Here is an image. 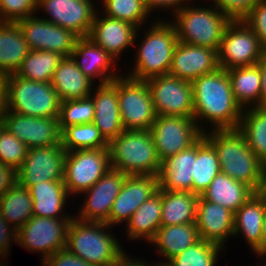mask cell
<instances>
[{"label": "cell", "mask_w": 266, "mask_h": 266, "mask_svg": "<svg viewBox=\"0 0 266 266\" xmlns=\"http://www.w3.org/2000/svg\"><path fill=\"white\" fill-rule=\"evenodd\" d=\"M192 87L193 118L196 123L201 120L197 126L203 133L207 130L202 128V119L210 122L212 130L238 129L243 109L234 97L227 70L219 67L195 79Z\"/></svg>", "instance_id": "6da1fadb"}, {"label": "cell", "mask_w": 266, "mask_h": 266, "mask_svg": "<svg viewBox=\"0 0 266 266\" xmlns=\"http://www.w3.org/2000/svg\"><path fill=\"white\" fill-rule=\"evenodd\" d=\"M203 135L217 153L221 173L255 191L266 164L251 151L245 136L238 129H210Z\"/></svg>", "instance_id": "7a4b0ae2"}, {"label": "cell", "mask_w": 266, "mask_h": 266, "mask_svg": "<svg viewBox=\"0 0 266 266\" xmlns=\"http://www.w3.org/2000/svg\"><path fill=\"white\" fill-rule=\"evenodd\" d=\"M103 222L73 217L67 233L66 249L93 266H109L125 252ZM109 231V232H108Z\"/></svg>", "instance_id": "3957f363"}, {"label": "cell", "mask_w": 266, "mask_h": 266, "mask_svg": "<svg viewBox=\"0 0 266 266\" xmlns=\"http://www.w3.org/2000/svg\"><path fill=\"white\" fill-rule=\"evenodd\" d=\"M111 168L126 175L158 176L161 160L150 130H124L108 143Z\"/></svg>", "instance_id": "277c9868"}, {"label": "cell", "mask_w": 266, "mask_h": 266, "mask_svg": "<svg viewBox=\"0 0 266 266\" xmlns=\"http://www.w3.org/2000/svg\"><path fill=\"white\" fill-rule=\"evenodd\" d=\"M154 24V25H153ZM138 47L134 67L126 76L135 80L168 75L178 39L170 21L153 23Z\"/></svg>", "instance_id": "5b68a950"}, {"label": "cell", "mask_w": 266, "mask_h": 266, "mask_svg": "<svg viewBox=\"0 0 266 266\" xmlns=\"http://www.w3.org/2000/svg\"><path fill=\"white\" fill-rule=\"evenodd\" d=\"M203 7L189 4L172 14L175 17L172 24L176 29L177 39L218 51L224 32L232 20L216 6Z\"/></svg>", "instance_id": "8992f818"}, {"label": "cell", "mask_w": 266, "mask_h": 266, "mask_svg": "<svg viewBox=\"0 0 266 266\" xmlns=\"http://www.w3.org/2000/svg\"><path fill=\"white\" fill-rule=\"evenodd\" d=\"M61 101L50 82L7 75L4 109L30 117H59Z\"/></svg>", "instance_id": "52a82bcc"}, {"label": "cell", "mask_w": 266, "mask_h": 266, "mask_svg": "<svg viewBox=\"0 0 266 266\" xmlns=\"http://www.w3.org/2000/svg\"><path fill=\"white\" fill-rule=\"evenodd\" d=\"M110 168L108 148L67 152L63 181L69 196L81 195L91 188Z\"/></svg>", "instance_id": "ba28073f"}, {"label": "cell", "mask_w": 266, "mask_h": 266, "mask_svg": "<svg viewBox=\"0 0 266 266\" xmlns=\"http://www.w3.org/2000/svg\"><path fill=\"white\" fill-rule=\"evenodd\" d=\"M118 104L125 130H150L157 115L146 81L120 75Z\"/></svg>", "instance_id": "9c48e42d"}, {"label": "cell", "mask_w": 266, "mask_h": 266, "mask_svg": "<svg viewBox=\"0 0 266 266\" xmlns=\"http://www.w3.org/2000/svg\"><path fill=\"white\" fill-rule=\"evenodd\" d=\"M72 218L32 216L18 231L17 244L30 252H41V261L66 247Z\"/></svg>", "instance_id": "30bf717a"}, {"label": "cell", "mask_w": 266, "mask_h": 266, "mask_svg": "<svg viewBox=\"0 0 266 266\" xmlns=\"http://www.w3.org/2000/svg\"><path fill=\"white\" fill-rule=\"evenodd\" d=\"M264 52L259 38L243 20L231 21L221 40L218 64L225 70L255 65Z\"/></svg>", "instance_id": "8fae6325"}, {"label": "cell", "mask_w": 266, "mask_h": 266, "mask_svg": "<svg viewBox=\"0 0 266 266\" xmlns=\"http://www.w3.org/2000/svg\"><path fill=\"white\" fill-rule=\"evenodd\" d=\"M156 115L193 117L192 83L178 77L161 75L145 80Z\"/></svg>", "instance_id": "7c38bea8"}, {"label": "cell", "mask_w": 266, "mask_h": 266, "mask_svg": "<svg viewBox=\"0 0 266 266\" xmlns=\"http://www.w3.org/2000/svg\"><path fill=\"white\" fill-rule=\"evenodd\" d=\"M150 132L160 160L188 149L202 135L193 117L157 115Z\"/></svg>", "instance_id": "4fadbf2b"}, {"label": "cell", "mask_w": 266, "mask_h": 266, "mask_svg": "<svg viewBox=\"0 0 266 266\" xmlns=\"http://www.w3.org/2000/svg\"><path fill=\"white\" fill-rule=\"evenodd\" d=\"M67 151L62 144L28 149L17 170V182L25 188L41 181L63 180Z\"/></svg>", "instance_id": "5bb4252c"}, {"label": "cell", "mask_w": 266, "mask_h": 266, "mask_svg": "<svg viewBox=\"0 0 266 266\" xmlns=\"http://www.w3.org/2000/svg\"><path fill=\"white\" fill-rule=\"evenodd\" d=\"M4 127L28 149L61 143L58 117H30L3 110Z\"/></svg>", "instance_id": "9a60e30c"}, {"label": "cell", "mask_w": 266, "mask_h": 266, "mask_svg": "<svg viewBox=\"0 0 266 266\" xmlns=\"http://www.w3.org/2000/svg\"><path fill=\"white\" fill-rule=\"evenodd\" d=\"M17 24L29 49L34 51L46 50L69 57L79 38L72 31L34 15L19 20Z\"/></svg>", "instance_id": "2e32d148"}, {"label": "cell", "mask_w": 266, "mask_h": 266, "mask_svg": "<svg viewBox=\"0 0 266 266\" xmlns=\"http://www.w3.org/2000/svg\"><path fill=\"white\" fill-rule=\"evenodd\" d=\"M92 0H38L37 11L43 10L49 17L43 18L79 38L88 37L96 9Z\"/></svg>", "instance_id": "e0dca14e"}, {"label": "cell", "mask_w": 266, "mask_h": 266, "mask_svg": "<svg viewBox=\"0 0 266 266\" xmlns=\"http://www.w3.org/2000/svg\"><path fill=\"white\" fill-rule=\"evenodd\" d=\"M125 178V173L110 168L91 188L82 193L86 194V201L84 200L81 211L75 217L107 224L112 204L119 195Z\"/></svg>", "instance_id": "ac0fdd59"}, {"label": "cell", "mask_w": 266, "mask_h": 266, "mask_svg": "<svg viewBox=\"0 0 266 266\" xmlns=\"http://www.w3.org/2000/svg\"><path fill=\"white\" fill-rule=\"evenodd\" d=\"M159 179L154 175H126L119 195L114 200L107 224L127 222L138 207L158 191Z\"/></svg>", "instance_id": "d6986e66"}, {"label": "cell", "mask_w": 266, "mask_h": 266, "mask_svg": "<svg viewBox=\"0 0 266 266\" xmlns=\"http://www.w3.org/2000/svg\"><path fill=\"white\" fill-rule=\"evenodd\" d=\"M219 67L216 49L178 41L169 75L192 83L195 79L214 72Z\"/></svg>", "instance_id": "ffe728a7"}, {"label": "cell", "mask_w": 266, "mask_h": 266, "mask_svg": "<svg viewBox=\"0 0 266 266\" xmlns=\"http://www.w3.org/2000/svg\"><path fill=\"white\" fill-rule=\"evenodd\" d=\"M98 13L97 10L88 37L116 60L122 52L134 45L140 30L119 19L107 16L100 18L102 15Z\"/></svg>", "instance_id": "44dd1931"}, {"label": "cell", "mask_w": 266, "mask_h": 266, "mask_svg": "<svg viewBox=\"0 0 266 266\" xmlns=\"http://www.w3.org/2000/svg\"><path fill=\"white\" fill-rule=\"evenodd\" d=\"M195 224L198 228L200 239L215 243L223 248L229 237L234 232V213L199 195L196 208Z\"/></svg>", "instance_id": "7402d4cb"}, {"label": "cell", "mask_w": 266, "mask_h": 266, "mask_svg": "<svg viewBox=\"0 0 266 266\" xmlns=\"http://www.w3.org/2000/svg\"><path fill=\"white\" fill-rule=\"evenodd\" d=\"M92 91L94 103L93 124L99 129L103 138L109 143L125 129L123 128L118 104V77L112 82L98 85Z\"/></svg>", "instance_id": "603a6c76"}, {"label": "cell", "mask_w": 266, "mask_h": 266, "mask_svg": "<svg viewBox=\"0 0 266 266\" xmlns=\"http://www.w3.org/2000/svg\"><path fill=\"white\" fill-rule=\"evenodd\" d=\"M71 57L86 77L92 81L95 78L100 79L99 85L110 83L120 76L118 75L119 73L115 72L116 70H112V67L116 69L114 61L117 60L102 47L95 44L89 37L77 39Z\"/></svg>", "instance_id": "cb8c5ba5"}, {"label": "cell", "mask_w": 266, "mask_h": 266, "mask_svg": "<svg viewBox=\"0 0 266 266\" xmlns=\"http://www.w3.org/2000/svg\"><path fill=\"white\" fill-rule=\"evenodd\" d=\"M194 161H196V142L188 149L162 160L158 174L159 188L192 192Z\"/></svg>", "instance_id": "d4e9b609"}, {"label": "cell", "mask_w": 266, "mask_h": 266, "mask_svg": "<svg viewBox=\"0 0 266 266\" xmlns=\"http://www.w3.org/2000/svg\"><path fill=\"white\" fill-rule=\"evenodd\" d=\"M266 206L255 195L234 213L233 236H244L246 243L257 255H263V221Z\"/></svg>", "instance_id": "484cf974"}, {"label": "cell", "mask_w": 266, "mask_h": 266, "mask_svg": "<svg viewBox=\"0 0 266 266\" xmlns=\"http://www.w3.org/2000/svg\"><path fill=\"white\" fill-rule=\"evenodd\" d=\"M50 83L61 102L86 98L94 90V82L83 74L71 56L63 57Z\"/></svg>", "instance_id": "4316f807"}, {"label": "cell", "mask_w": 266, "mask_h": 266, "mask_svg": "<svg viewBox=\"0 0 266 266\" xmlns=\"http://www.w3.org/2000/svg\"><path fill=\"white\" fill-rule=\"evenodd\" d=\"M28 189L33 202V216L73 218L62 213L66 199L69 198L63 180L41 181Z\"/></svg>", "instance_id": "83f0119b"}, {"label": "cell", "mask_w": 266, "mask_h": 266, "mask_svg": "<svg viewBox=\"0 0 266 266\" xmlns=\"http://www.w3.org/2000/svg\"><path fill=\"white\" fill-rule=\"evenodd\" d=\"M199 240L198 228L195 223L160 226L150 244L155 246L156 249L158 248V253L162 257L164 256L166 261L155 264L165 265L170 259Z\"/></svg>", "instance_id": "f1b7e54d"}, {"label": "cell", "mask_w": 266, "mask_h": 266, "mask_svg": "<svg viewBox=\"0 0 266 266\" xmlns=\"http://www.w3.org/2000/svg\"><path fill=\"white\" fill-rule=\"evenodd\" d=\"M162 189L143 202L126 222L127 236L131 241L146 239L149 243L161 226Z\"/></svg>", "instance_id": "f546056e"}, {"label": "cell", "mask_w": 266, "mask_h": 266, "mask_svg": "<svg viewBox=\"0 0 266 266\" xmlns=\"http://www.w3.org/2000/svg\"><path fill=\"white\" fill-rule=\"evenodd\" d=\"M253 194L250 186L220 172L201 196L235 213Z\"/></svg>", "instance_id": "4dcf8cb0"}, {"label": "cell", "mask_w": 266, "mask_h": 266, "mask_svg": "<svg viewBox=\"0 0 266 266\" xmlns=\"http://www.w3.org/2000/svg\"><path fill=\"white\" fill-rule=\"evenodd\" d=\"M30 49L17 23L0 22V72L16 73Z\"/></svg>", "instance_id": "1f68e13d"}, {"label": "cell", "mask_w": 266, "mask_h": 266, "mask_svg": "<svg viewBox=\"0 0 266 266\" xmlns=\"http://www.w3.org/2000/svg\"><path fill=\"white\" fill-rule=\"evenodd\" d=\"M199 195L162 189L161 226L195 223Z\"/></svg>", "instance_id": "d6a6232c"}, {"label": "cell", "mask_w": 266, "mask_h": 266, "mask_svg": "<svg viewBox=\"0 0 266 266\" xmlns=\"http://www.w3.org/2000/svg\"><path fill=\"white\" fill-rule=\"evenodd\" d=\"M234 97L242 109L260 107L261 71L257 64L227 70ZM253 105V106H252Z\"/></svg>", "instance_id": "836d02e7"}, {"label": "cell", "mask_w": 266, "mask_h": 266, "mask_svg": "<svg viewBox=\"0 0 266 266\" xmlns=\"http://www.w3.org/2000/svg\"><path fill=\"white\" fill-rule=\"evenodd\" d=\"M0 214L18 231L33 216L29 189L18 182L11 186L0 198Z\"/></svg>", "instance_id": "e575fe53"}, {"label": "cell", "mask_w": 266, "mask_h": 266, "mask_svg": "<svg viewBox=\"0 0 266 266\" xmlns=\"http://www.w3.org/2000/svg\"><path fill=\"white\" fill-rule=\"evenodd\" d=\"M220 172L221 168L217 153L205 136L202 135L196 141L192 193L201 195Z\"/></svg>", "instance_id": "d590c367"}, {"label": "cell", "mask_w": 266, "mask_h": 266, "mask_svg": "<svg viewBox=\"0 0 266 266\" xmlns=\"http://www.w3.org/2000/svg\"><path fill=\"white\" fill-rule=\"evenodd\" d=\"M238 130L245 136L251 151L266 164V108L243 109Z\"/></svg>", "instance_id": "8d00e7d4"}, {"label": "cell", "mask_w": 266, "mask_h": 266, "mask_svg": "<svg viewBox=\"0 0 266 266\" xmlns=\"http://www.w3.org/2000/svg\"><path fill=\"white\" fill-rule=\"evenodd\" d=\"M63 56L51 51L30 50L16 75L38 82H51L52 76Z\"/></svg>", "instance_id": "74e56055"}, {"label": "cell", "mask_w": 266, "mask_h": 266, "mask_svg": "<svg viewBox=\"0 0 266 266\" xmlns=\"http://www.w3.org/2000/svg\"><path fill=\"white\" fill-rule=\"evenodd\" d=\"M61 143L67 151L108 148V142L93 123L71 125L61 132Z\"/></svg>", "instance_id": "f35d334b"}, {"label": "cell", "mask_w": 266, "mask_h": 266, "mask_svg": "<svg viewBox=\"0 0 266 266\" xmlns=\"http://www.w3.org/2000/svg\"><path fill=\"white\" fill-rule=\"evenodd\" d=\"M102 4L105 16L128 22L138 29L150 19L151 13L145 6L144 0H102Z\"/></svg>", "instance_id": "ab89813d"}, {"label": "cell", "mask_w": 266, "mask_h": 266, "mask_svg": "<svg viewBox=\"0 0 266 266\" xmlns=\"http://www.w3.org/2000/svg\"><path fill=\"white\" fill-rule=\"evenodd\" d=\"M221 246L200 239L170 259L165 266H215Z\"/></svg>", "instance_id": "60d3db41"}, {"label": "cell", "mask_w": 266, "mask_h": 266, "mask_svg": "<svg viewBox=\"0 0 266 266\" xmlns=\"http://www.w3.org/2000/svg\"><path fill=\"white\" fill-rule=\"evenodd\" d=\"M59 128L62 132L66 127L94 120V103L91 96L76 100H65L60 104Z\"/></svg>", "instance_id": "b9f144b4"}, {"label": "cell", "mask_w": 266, "mask_h": 266, "mask_svg": "<svg viewBox=\"0 0 266 266\" xmlns=\"http://www.w3.org/2000/svg\"><path fill=\"white\" fill-rule=\"evenodd\" d=\"M28 153V147L6 128L0 134V162L16 171L21 167Z\"/></svg>", "instance_id": "7bdbcfd3"}, {"label": "cell", "mask_w": 266, "mask_h": 266, "mask_svg": "<svg viewBox=\"0 0 266 266\" xmlns=\"http://www.w3.org/2000/svg\"><path fill=\"white\" fill-rule=\"evenodd\" d=\"M38 0H0V22L17 23L35 15Z\"/></svg>", "instance_id": "ee69618b"}, {"label": "cell", "mask_w": 266, "mask_h": 266, "mask_svg": "<svg viewBox=\"0 0 266 266\" xmlns=\"http://www.w3.org/2000/svg\"><path fill=\"white\" fill-rule=\"evenodd\" d=\"M259 1L260 0H213V5L232 21H239L243 20Z\"/></svg>", "instance_id": "f6af8a7d"}, {"label": "cell", "mask_w": 266, "mask_h": 266, "mask_svg": "<svg viewBox=\"0 0 266 266\" xmlns=\"http://www.w3.org/2000/svg\"><path fill=\"white\" fill-rule=\"evenodd\" d=\"M243 21L255 32L262 47L266 50V0H260Z\"/></svg>", "instance_id": "bcb514c9"}, {"label": "cell", "mask_w": 266, "mask_h": 266, "mask_svg": "<svg viewBox=\"0 0 266 266\" xmlns=\"http://www.w3.org/2000/svg\"><path fill=\"white\" fill-rule=\"evenodd\" d=\"M42 266H93L85 262L80 257L74 255L68 249L63 248L55 254L45 258Z\"/></svg>", "instance_id": "7dc6e473"}, {"label": "cell", "mask_w": 266, "mask_h": 266, "mask_svg": "<svg viewBox=\"0 0 266 266\" xmlns=\"http://www.w3.org/2000/svg\"><path fill=\"white\" fill-rule=\"evenodd\" d=\"M11 241L17 243V231L0 214V257L3 259L8 257Z\"/></svg>", "instance_id": "c3c4849f"}, {"label": "cell", "mask_w": 266, "mask_h": 266, "mask_svg": "<svg viewBox=\"0 0 266 266\" xmlns=\"http://www.w3.org/2000/svg\"><path fill=\"white\" fill-rule=\"evenodd\" d=\"M190 0H144L145 6L147 9L152 13V11L155 9L158 10L161 9V11L164 9L172 10V13H175L179 9H182L184 6L189 5L186 4ZM184 4V5H183Z\"/></svg>", "instance_id": "681fc988"}, {"label": "cell", "mask_w": 266, "mask_h": 266, "mask_svg": "<svg viewBox=\"0 0 266 266\" xmlns=\"http://www.w3.org/2000/svg\"><path fill=\"white\" fill-rule=\"evenodd\" d=\"M17 182V171L0 162V198Z\"/></svg>", "instance_id": "f907efd6"}, {"label": "cell", "mask_w": 266, "mask_h": 266, "mask_svg": "<svg viewBox=\"0 0 266 266\" xmlns=\"http://www.w3.org/2000/svg\"><path fill=\"white\" fill-rule=\"evenodd\" d=\"M257 65L261 71L260 108H266V50Z\"/></svg>", "instance_id": "816d5d0a"}, {"label": "cell", "mask_w": 266, "mask_h": 266, "mask_svg": "<svg viewBox=\"0 0 266 266\" xmlns=\"http://www.w3.org/2000/svg\"><path fill=\"white\" fill-rule=\"evenodd\" d=\"M127 253H124L117 261L111 263L109 266H155V264H146L144 261H139L129 258L130 255H126Z\"/></svg>", "instance_id": "f5cc1de1"}, {"label": "cell", "mask_w": 266, "mask_h": 266, "mask_svg": "<svg viewBox=\"0 0 266 266\" xmlns=\"http://www.w3.org/2000/svg\"><path fill=\"white\" fill-rule=\"evenodd\" d=\"M254 194L262 201L266 206V166L264 167L259 179L258 186L254 191Z\"/></svg>", "instance_id": "db71d44e"}, {"label": "cell", "mask_w": 266, "mask_h": 266, "mask_svg": "<svg viewBox=\"0 0 266 266\" xmlns=\"http://www.w3.org/2000/svg\"><path fill=\"white\" fill-rule=\"evenodd\" d=\"M6 78L7 75L0 72V102H5Z\"/></svg>", "instance_id": "11a10c76"}, {"label": "cell", "mask_w": 266, "mask_h": 266, "mask_svg": "<svg viewBox=\"0 0 266 266\" xmlns=\"http://www.w3.org/2000/svg\"><path fill=\"white\" fill-rule=\"evenodd\" d=\"M266 253V210L263 221V255Z\"/></svg>", "instance_id": "9f6ffc18"}, {"label": "cell", "mask_w": 266, "mask_h": 266, "mask_svg": "<svg viewBox=\"0 0 266 266\" xmlns=\"http://www.w3.org/2000/svg\"><path fill=\"white\" fill-rule=\"evenodd\" d=\"M5 102H0V119H2Z\"/></svg>", "instance_id": "6f0895ef"}, {"label": "cell", "mask_w": 266, "mask_h": 266, "mask_svg": "<svg viewBox=\"0 0 266 266\" xmlns=\"http://www.w3.org/2000/svg\"><path fill=\"white\" fill-rule=\"evenodd\" d=\"M4 122H3V119H0V134H1V131L4 129Z\"/></svg>", "instance_id": "680465c9"}]
</instances>
